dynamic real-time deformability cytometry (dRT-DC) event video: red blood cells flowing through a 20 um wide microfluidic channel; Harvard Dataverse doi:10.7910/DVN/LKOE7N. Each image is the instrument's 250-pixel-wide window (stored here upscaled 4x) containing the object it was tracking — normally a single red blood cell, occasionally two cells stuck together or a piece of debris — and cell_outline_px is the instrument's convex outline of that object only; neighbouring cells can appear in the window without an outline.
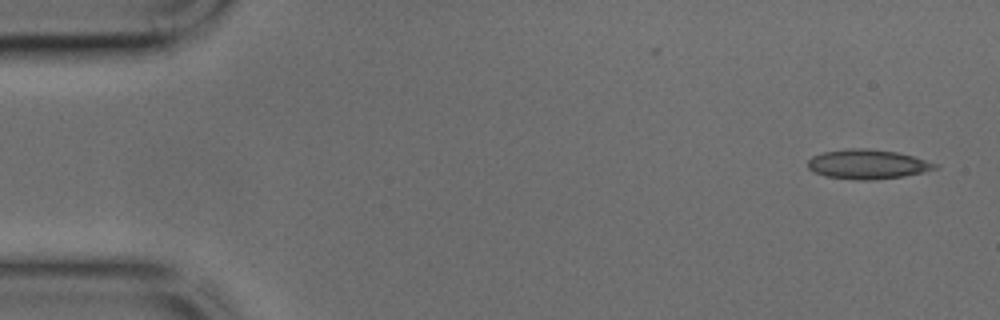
{"species": "common noctule bat (a hibernating species)", "species_latin": "Nyctalus noctula", "temperature_condition": "cold", "stored_images_in_passage": 43, "camera_frame_rate_fps": 3000, "um_per_image_px": 0.085, "animal": {"sex": "male", "body_mass_g": 17.9, "forearm_length_mm": 54.2}, "frame": {"image": 1, "passage_image": 1, "time_ms": 0.0, "image_size_px": [1000, 320], "cell_outline_px": [[940, 164], [936, 168], [924, 172], [876, 180], [860, 180], [824, 176], [808, 168], [808, 160], [812, 156], [824, 152], [848, 148], [868, 148], [896, 152], [912, 156]], "centroid_in_image_um": [73.74, 13.95], "position_along_channel_um": 11.3, "area_um2": 21.73}}
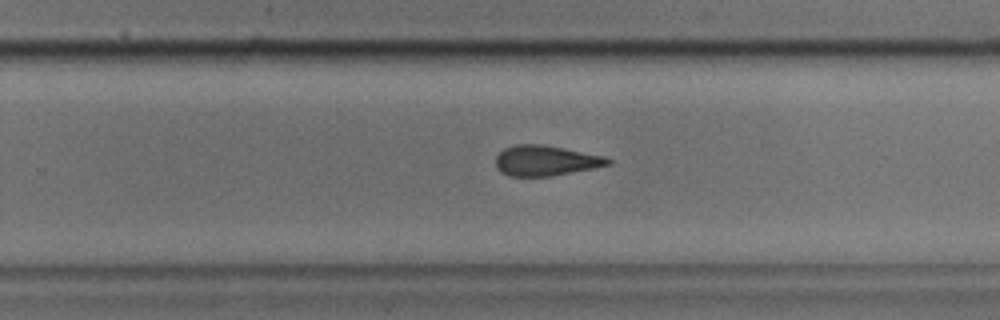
{"frame": {"image": 2, "passage_image": 27, "time_ms": 8.667, "image_size_px": [1000, 320], "cell_outline_px": [[612, 164], [552, 176], [508, 176], [500, 172], [496, 168], [496, 156], [504, 148], [516, 144], [544, 144], [604, 156], [612, 160]], "centroid_in_image_um": [46.36, 13.65], "position_along_channel_um": 283.4, "area_um2": 19.88}}
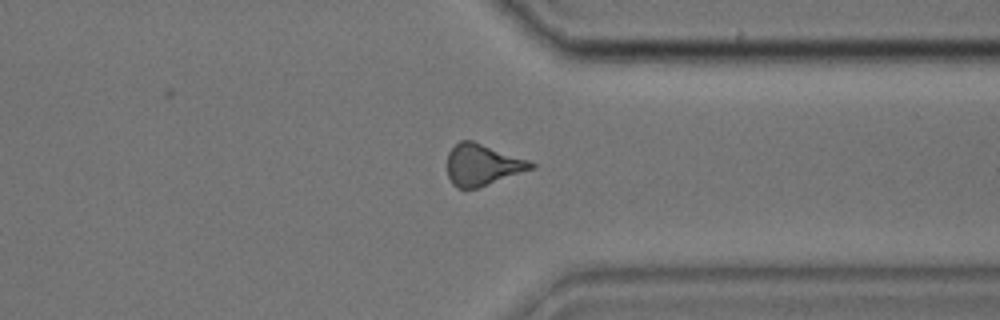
{"frame": {"image": 3, "passage_image": 33, "time_ms": 10.667, "image_size_px": [1000, 320], "cell_outline_px": [[536, 168], [476, 188], [456, 188], [452, 184], [448, 176], [448, 152], [460, 140], [472, 140], [528, 160], [536, 164]], "centroid_in_image_um": [41.0, 14.01], "position_along_channel_um": 370.4, "area_um2": 20.06}}